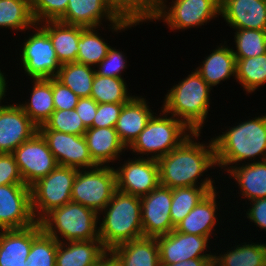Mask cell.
Segmentation results:
<instances>
[{"mask_svg":"<svg viewBox=\"0 0 266 266\" xmlns=\"http://www.w3.org/2000/svg\"><path fill=\"white\" fill-rule=\"evenodd\" d=\"M8 81H7V76L3 71L0 69V104L4 103V97H6V92L8 90ZM3 102V103H2Z\"/></svg>","mask_w":266,"mask_h":266,"instance_id":"50","label":"cell"},{"mask_svg":"<svg viewBox=\"0 0 266 266\" xmlns=\"http://www.w3.org/2000/svg\"><path fill=\"white\" fill-rule=\"evenodd\" d=\"M208 266H222L215 258H213L210 262H209V264H208Z\"/></svg>","mask_w":266,"mask_h":266,"instance_id":"51","label":"cell"},{"mask_svg":"<svg viewBox=\"0 0 266 266\" xmlns=\"http://www.w3.org/2000/svg\"><path fill=\"white\" fill-rule=\"evenodd\" d=\"M84 137L92 160L98 166H110L117 160L121 161V155L127 150L115 128H88Z\"/></svg>","mask_w":266,"mask_h":266,"instance_id":"22","label":"cell"},{"mask_svg":"<svg viewBox=\"0 0 266 266\" xmlns=\"http://www.w3.org/2000/svg\"><path fill=\"white\" fill-rule=\"evenodd\" d=\"M113 13L131 25H140L142 22H154L161 0H106Z\"/></svg>","mask_w":266,"mask_h":266,"instance_id":"30","label":"cell"},{"mask_svg":"<svg viewBox=\"0 0 266 266\" xmlns=\"http://www.w3.org/2000/svg\"><path fill=\"white\" fill-rule=\"evenodd\" d=\"M36 223L31 187L25 184L0 185V230L24 229Z\"/></svg>","mask_w":266,"mask_h":266,"instance_id":"12","label":"cell"},{"mask_svg":"<svg viewBox=\"0 0 266 266\" xmlns=\"http://www.w3.org/2000/svg\"><path fill=\"white\" fill-rule=\"evenodd\" d=\"M50 37L58 61L61 64L76 62L79 52L80 26L61 21H46L38 24Z\"/></svg>","mask_w":266,"mask_h":266,"instance_id":"28","label":"cell"},{"mask_svg":"<svg viewBox=\"0 0 266 266\" xmlns=\"http://www.w3.org/2000/svg\"><path fill=\"white\" fill-rule=\"evenodd\" d=\"M52 93L55 110H72L78 104L79 97L55 77L52 78Z\"/></svg>","mask_w":266,"mask_h":266,"instance_id":"44","label":"cell"},{"mask_svg":"<svg viewBox=\"0 0 266 266\" xmlns=\"http://www.w3.org/2000/svg\"><path fill=\"white\" fill-rule=\"evenodd\" d=\"M117 190L113 166H96L77 170L71 201L93 209L98 214L106 207Z\"/></svg>","mask_w":266,"mask_h":266,"instance_id":"8","label":"cell"},{"mask_svg":"<svg viewBox=\"0 0 266 266\" xmlns=\"http://www.w3.org/2000/svg\"><path fill=\"white\" fill-rule=\"evenodd\" d=\"M99 215L79 203L53 209L41 221L43 231L57 242L99 239Z\"/></svg>","mask_w":266,"mask_h":266,"instance_id":"6","label":"cell"},{"mask_svg":"<svg viewBox=\"0 0 266 266\" xmlns=\"http://www.w3.org/2000/svg\"><path fill=\"white\" fill-rule=\"evenodd\" d=\"M0 104V153H12L29 140L38 127L18 103Z\"/></svg>","mask_w":266,"mask_h":266,"instance_id":"18","label":"cell"},{"mask_svg":"<svg viewBox=\"0 0 266 266\" xmlns=\"http://www.w3.org/2000/svg\"><path fill=\"white\" fill-rule=\"evenodd\" d=\"M235 58H250L266 53V30L235 29Z\"/></svg>","mask_w":266,"mask_h":266,"instance_id":"38","label":"cell"},{"mask_svg":"<svg viewBox=\"0 0 266 266\" xmlns=\"http://www.w3.org/2000/svg\"><path fill=\"white\" fill-rule=\"evenodd\" d=\"M248 119L212 137L217 169L266 160V114Z\"/></svg>","mask_w":266,"mask_h":266,"instance_id":"2","label":"cell"},{"mask_svg":"<svg viewBox=\"0 0 266 266\" xmlns=\"http://www.w3.org/2000/svg\"><path fill=\"white\" fill-rule=\"evenodd\" d=\"M161 0L155 22L161 21L171 31L199 28L220 15V0ZM171 4V6H170Z\"/></svg>","mask_w":266,"mask_h":266,"instance_id":"10","label":"cell"},{"mask_svg":"<svg viewBox=\"0 0 266 266\" xmlns=\"http://www.w3.org/2000/svg\"><path fill=\"white\" fill-rule=\"evenodd\" d=\"M33 33L24 39L19 58L26 77L32 79H50L57 75L62 65L57 58L48 34L38 25Z\"/></svg>","mask_w":266,"mask_h":266,"instance_id":"9","label":"cell"},{"mask_svg":"<svg viewBox=\"0 0 266 266\" xmlns=\"http://www.w3.org/2000/svg\"><path fill=\"white\" fill-rule=\"evenodd\" d=\"M220 15L234 30H266V0H220Z\"/></svg>","mask_w":266,"mask_h":266,"instance_id":"19","label":"cell"},{"mask_svg":"<svg viewBox=\"0 0 266 266\" xmlns=\"http://www.w3.org/2000/svg\"><path fill=\"white\" fill-rule=\"evenodd\" d=\"M249 204L251 208L248 207L247 211L244 210L246 212V219L254 223L256 228L258 226L261 231H266V198L252 200Z\"/></svg>","mask_w":266,"mask_h":266,"instance_id":"46","label":"cell"},{"mask_svg":"<svg viewBox=\"0 0 266 266\" xmlns=\"http://www.w3.org/2000/svg\"><path fill=\"white\" fill-rule=\"evenodd\" d=\"M107 252L100 239L58 242L56 266H97Z\"/></svg>","mask_w":266,"mask_h":266,"instance_id":"25","label":"cell"},{"mask_svg":"<svg viewBox=\"0 0 266 266\" xmlns=\"http://www.w3.org/2000/svg\"><path fill=\"white\" fill-rule=\"evenodd\" d=\"M77 170L73 167L57 166L31 186L32 212L37 222L53 209L71 202Z\"/></svg>","mask_w":266,"mask_h":266,"instance_id":"7","label":"cell"},{"mask_svg":"<svg viewBox=\"0 0 266 266\" xmlns=\"http://www.w3.org/2000/svg\"><path fill=\"white\" fill-rule=\"evenodd\" d=\"M236 59V82L246 94L254 93L266 84V53L250 58Z\"/></svg>","mask_w":266,"mask_h":266,"instance_id":"35","label":"cell"},{"mask_svg":"<svg viewBox=\"0 0 266 266\" xmlns=\"http://www.w3.org/2000/svg\"><path fill=\"white\" fill-rule=\"evenodd\" d=\"M192 133L182 121L161 108L159 115L150 118L146 127L127 148V152L130 150L131 154L140 155L136 156L138 158L158 160L178 147Z\"/></svg>","mask_w":266,"mask_h":266,"instance_id":"5","label":"cell"},{"mask_svg":"<svg viewBox=\"0 0 266 266\" xmlns=\"http://www.w3.org/2000/svg\"><path fill=\"white\" fill-rule=\"evenodd\" d=\"M133 158L114 167L117 190L143 197L160 185L158 161L135 156Z\"/></svg>","mask_w":266,"mask_h":266,"instance_id":"13","label":"cell"},{"mask_svg":"<svg viewBox=\"0 0 266 266\" xmlns=\"http://www.w3.org/2000/svg\"><path fill=\"white\" fill-rule=\"evenodd\" d=\"M218 193L217 189L209 192L174 229L181 233L206 236L209 239H212V234L215 237V228L219 223L217 211L222 206V200L217 201Z\"/></svg>","mask_w":266,"mask_h":266,"instance_id":"20","label":"cell"},{"mask_svg":"<svg viewBox=\"0 0 266 266\" xmlns=\"http://www.w3.org/2000/svg\"><path fill=\"white\" fill-rule=\"evenodd\" d=\"M228 178L234 179L238 184V194L248 202L266 198V160L239 164L229 168Z\"/></svg>","mask_w":266,"mask_h":266,"instance_id":"26","label":"cell"},{"mask_svg":"<svg viewBox=\"0 0 266 266\" xmlns=\"http://www.w3.org/2000/svg\"><path fill=\"white\" fill-rule=\"evenodd\" d=\"M98 215L99 239L107 251L122 243L144 237L140 197L116 190Z\"/></svg>","mask_w":266,"mask_h":266,"instance_id":"3","label":"cell"},{"mask_svg":"<svg viewBox=\"0 0 266 266\" xmlns=\"http://www.w3.org/2000/svg\"><path fill=\"white\" fill-rule=\"evenodd\" d=\"M69 0H33L32 15L36 24L46 21H58L68 7Z\"/></svg>","mask_w":266,"mask_h":266,"instance_id":"41","label":"cell"},{"mask_svg":"<svg viewBox=\"0 0 266 266\" xmlns=\"http://www.w3.org/2000/svg\"><path fill=\"white\" fill-rule=\"evenodd\" d=\"M212 88L194 69L168 90L161 107L182 121L192 132H201L210 111Z\"/></svg>","mask_w":266,"mask_h":266,"instance_id":"4","label":"cell"},{"mask_svg":"<svg viewBox=\"0 0 266 266\" xmlns=\"http://www.w3.org/2000/svg\"><path fill=\"white\" fill-rule=\"evenodd\" d=\"M156 241L159 246L160 265L195 258H214V254L208 250L210 239L206 236L181 233L174 229L166 235L156 237Z\"/></svg>","mask_w":266,"mask_h":266,"instance_id":"15","label":"cell"},{"mask_svg":"<svg viewBox=\"0 0 266 266\" xmlns=\"http://www.w3.org/2000/svg\"><path fill=\"white\" fill-rule=\"evenodd\" d=\"M24 184L11 153H0V185Z\"/></svg>","mask_w":266,"mask_h":266,"instance_id":"45","label":"cell"},{"mask_svg":"<svg viewBox=\"0 0 266 266\" xmlns=\"http://www.w3.org/2000/svg\"><path fill=\"white\" fill-rule=\"evenodd\" d=\"M42 231L40 222L24 229L0 230V266H27L32 242Z\"/></svg>","mask_w":266,"mask_h":266,"instance_id":"21","label":"cell"},{"mask_svg":"<svg viewBox=\"0 0 266 266\" xmlns=\"http://www.w3.org/2000/svg\"><path fill=\"white\" fill-rule=\"evenodd\" d=\"M97 266H122L118 259L108 251L99 261Z\"/></svg>","mask_w":266,"mask_h":266,"instance_id":"49","label":"cell"},{"mask_svg":"<svg viewBox=\"0 0 266 266\" xmlns=\"http://www.w3.org/2000/svg\"><path fill=\"white\" fill-rule=\"evenodd\" d=\"M199 137L201 132H193L178 147L157 160L161 186L171 189L216 187L214 178L206 175L208 170L217 167L213 140L211 138L208 143H200L197 141ZM203 174L206 177L201 179Z\"/></svg>","mask_w":266,"mask_h":266,"instance_id":"1","label":"cell"},{"mask_svg":"<svg viewBox=\"0 0 266 266\" xmlns=\"http://www.w3.org/2000/svg\"><path fill=\"white\" fill-rule=\"evenodd\" d=\"M98 28L100 27L80 26V38L77 45L79 52L76 62L95 68L106 57L111 46L100 36Z\"/></svg>","mask_w":266,"mask_h":266,"instance_id":"34","label":"cell"},{"mask_svg":"<svg viewBox=\"0 0 266 266\" xmlns=\"http://www.w3.org/2000/svg\"><path fill=\"white\" fill-rule=\"evenodd\" d=\"M125 103H102L98 104V109L92 127L115 128L121 110Z\"/></svg>","mask_w":266,"mask_h":266,"instance_id":"43","label":"cell"},{"mask_svg":"<svg viewBox=\"0 0 266 266\" xmlns=\"http://www.w3.org/2000/svg\"><path fill=\"white\" fill-rule=\"evenodd\" d=\"M106 20L109 22L108 29L114 33L134 27L129 22L119 19L106 0H69L65 14L58 21L86 28L101 27L104 25L102 22Z\"/></svg>","mask_w":266,"mask_h":266,"instance_id":"14","label":"cell"},{"mask_svg":"<svg viewBox=\"0 0 266 266\" xmlns=\"http://www.w3.org/2000/svg\"><path fill=\"white\" fill-rule=\"evenodd\" d=\"M227 42L224 41L223 44L222 41L195 69L211 88L230 80L231 76L236 77V59Z\"/></svg>","mask_w":266,"mask_h":266,"instance_id":"24","label":"cell"},{"mask_svg":"<svg viewBox=\"0 0 266 266\" xmlns=\"http://www.w3.org/2000/svg\"><path fill=\"white\" fill-rule=\"evenodd\" d=\"M58 242L42 231L32 242L27 266H56Z\"/></svg>","mask_w":266,"mask_h":266,"instance_id":"39","label":"cell"},{"mask_svg":"<svg viewBox=\"0 0 266 266\" xmlns=\"http://www.w3.org/2000/svg\"><path fill=\"white\" fill-rule=\"evenodd\" d=\"M213 258H195L188 261H182L170 265H161V266H208L209 262Z\"/></svg>","mask_w":266,"mask_h":266,"instance_id":"48","label":"cell"},{"mask_svg":"<svg viewBox=\"0 0 266 266\" xmlns=\"http://www.w3.org/2000/svg\"><path fill=\"white\" fill-rule=\"evenodd\" d=\"M226 251V252H224ZM214 252V258L222 266H266V243L244 242L224 250ZM218 255H217V254Z\"/></svg>","mask_w":266,"mask_h":266,"instance_id":"31","label":"cell"},{"mask_svg":"<svg viewBox=\"0 0 266 266\" xmlns=\"http://www.w3.org/2000/svg\"><path fill=\"white\" fill-rule=\"evenodd\" d=\"M47 142L58 166L78 170L98 166L90 155L84 135H73L55 130H38Z\"/></svg>","mask_w":266,"mask_h":266,"instance_id":"16","label":"cell"},{"mask_svg":"<svg viewBox=\"0 0 266 266\" xmlns=\"http://www.w3.org/2000/svg\"><path fill=\"white\" fill-rule=\"evenodd\" d=\"M38 130H55L73 135H84L87 128L75 109L54 110L50 118Z\"/></svg>","mask_w":266,"mask_h":266,"instance_id":"40","label":"cell"},{"mask_svg":"<svg viewBox=\"0 0 266 266\" xmlns=\"http://www.w3.org/2000/svg\"><path fill=\"white\" fill-rule=\"evenodd\" d=\"M127 66L129 65H127L126 54L111 46L106 57L95 67L98 68L95 70L100 76L125 79L121 73L124 74Z\"/></svg>","mask_w":266,"mask_h":266,"instance_id":"42","label":"cell"},{"mask_svg":"<svg viewBox=\"0 0 266 266\" xmlns=\"http://www.w3.org/2000/svg\"><path fill=\"white\" fill-rule=\"evenodd\" d=\"M122 266H161L156 237H141L110 251Z\"/></svg>","mask_w":266,"mask_h":266,"instance_id":"27","label":"cell"},{"mask_svg":"<svg viewBox=\"0 0 266 266\" xmlns=\"http://www.w3.org/2000/svg\"><path fill=\"white\" fill-rule=\"evenodd\" d=\"M32 90H29L30 98L28 101L19 102L24 113L37 126L44 125L55 110L52 93V78L32 79Z\"/></svg>","mask_w":266,"mask_h":266,"instance_id":"29","label":"cell"},{"mask_svg":"<svg viewBox=\"0 0 266 266\" xmlns=\"http://www.w3.org/2000/svg\"><path fill=\"white\" fill-rule=\"evenodd\" d=\"M31 2L28 0H0V28L31 31L35 25Z\"/></svg>","mask_w":266,"mask_h":266,"instance_id":"33","label":"cell"},{"mask_svg":"<svg viewBox=\"0 0 266 266\" xmlns=\"http://www.w3.org/2000/svg\"><path fill=\"white\" fill-rule=\"evenodd\" d=\"M97 109L98 103L91 97L79 98L75 110L87 129L92 128Z\"/></svg>","mask_w":266,"mask_h":266,"instance_id":"47","label":"cell"},{"mask_svg":"<svg viewBox=\"0 0 266 266\" xmlns=\"http://www.w3.org/2000/svg\"><path fill=\"white\" fill-rule=\"evenodd\" d=\"M96 68L78 62L60 66L55 78L79 98L90 97Z\"/></svg>","mask_w":266,"mask_h":266,"instance_id":"32","label":"cell"},{"mask_svg":"<svg viewBox=\"0 0 266 266\" xmlns=\"http://www.w3.org/2000/svg\"><path fill=\"white\" fill-rule=\"evenodd\" d=\"M140 200L144 237H158L174 230L170 217L171 188L159 185Z\"/></svg>","mask_w":266,"mask_h":266,"instance_id":"17","label":"cell"},{"mask_svg":"<svg viewBox=\"0 0 266 266\" xmlns=\"http://www.w3.org/2000/svg\"><path fill=\"white\" fill-rule=\"evenodd\" d=\"M148 104L150 102L148 103L145 97L134 95L123 105L115 130L127 148L146 127L150 118L156 114Z\"/></svg>","mask_w":266,"mask_h":266,"instance_id":"23","label":"cell"},{"mask_svg":"<svg viewBox=\"0 0 266 266\" xmlns=\"http://www.w3.org/2000/svg\"><path fill=\"white\" fill-rule=\"evenodd\" d=\"M126 83L124 79L104 77L96 73L90 97L98 104L127 103L134 95H130Z\"/></svg>","mask_w":266,"mask_h":266,"instance_id":"37","label":"cell"},{"mask_svg":"<svg viewBox=\"0 0 266 266\" xmlns=\"http://www.w3.org/2000/svg\"><path fill=\"white\" fill-rule=\"evenodd\" d=\"M11 154L15 158L24 184L29 187L58 166L47 142L38 131Z\"/></svg>","mask_w":266,"mask_h":266,"instance_id":"11","label":"cell"},{"mask_svg":"<svg viewBox=\"0 0 266 266\" xmlns=\"http://www.w3.org/2000/svg\"><path fill=\"white\" fill-rule=\"evenodd\" d=\"M218 187H180L172 189L170 217L175 227L211 191Z\"/></svg>","mask_w":266,"mask_h":266,"instance_id":"36","label":"cell"}]
</instances>
